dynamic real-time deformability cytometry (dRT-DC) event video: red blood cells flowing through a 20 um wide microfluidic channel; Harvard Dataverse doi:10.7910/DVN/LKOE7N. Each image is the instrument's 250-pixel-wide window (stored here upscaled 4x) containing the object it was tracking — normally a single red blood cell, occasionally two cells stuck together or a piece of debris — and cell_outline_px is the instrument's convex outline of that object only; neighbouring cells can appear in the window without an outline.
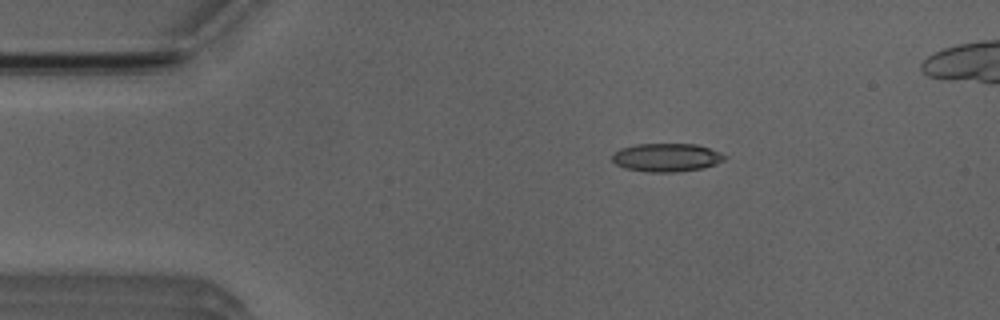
{"species": "Egyptian fruit bat (a non-hibernating species)", "species_latin": "Rousettus aegyptiacus", "temperature_condition": "room temperature", "stored_images_in_passage": 6, "camera_frame_rate_fps": 3000, "um_per_image_px": 0.085, "animal": {"sex": "male"}, "frame": {"image": 1, "passage_image": 3, "time_ms": 2.333, "image_size_px": [1000, 320], "cell_outline_px": [[728, 156], [724, 160], [704, 168], [676, 172], [648, 172], [624, 168], [616, 164], [612, 160], [612, 152], [620, 148], [636, 144], [696, 144], [720, 152]], "centroid_in_image_um": [56.63, 13.38], "position_along_channel_um": 28.4, "area_um2": 18.67}}